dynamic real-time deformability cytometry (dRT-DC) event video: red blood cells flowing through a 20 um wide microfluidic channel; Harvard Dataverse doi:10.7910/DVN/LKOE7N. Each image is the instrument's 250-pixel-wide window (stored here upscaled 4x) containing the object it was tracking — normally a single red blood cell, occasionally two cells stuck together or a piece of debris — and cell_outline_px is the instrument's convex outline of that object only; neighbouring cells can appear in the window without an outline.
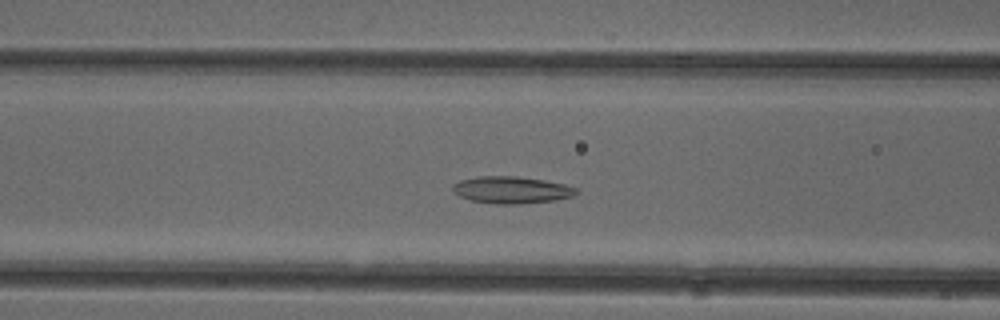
{"species": "common noctule bat (a hibernating species)", "species_latin": "Nyctalus noctula", "temperature_condition": "cold", "stored_images_in_passage": 37, "camera_frame_rate_fps": 3000, "um_per_image_px": 0.085, "animal": {"sex": "female"}, "frame": {"image": 1, "passage_image": 6, "time_ms": 1.667, "image_size_px": [1000, 320], "cell_outline_px": [[580, 192], [572, 196], [556, 200], [520, 204], [492, 204], [472, 200], [460, 196], [452, 192], [452, 184], [460, 180], [480, 176], [516, 176], [544, 180], [564, 184], [576, 188]], "centroid_in_image_um": [43.47, 16.14], "position_along_channel_um": 123.1, "area_um2": 19.54}}
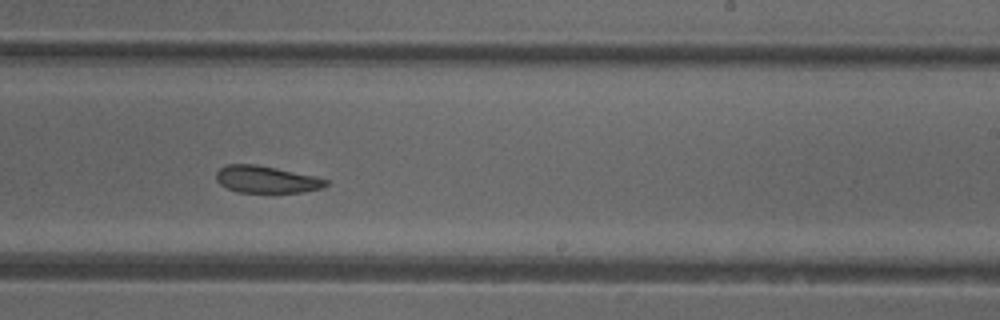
{"frame": {"image": 2, "passage_image": 17, "time_ms": 5.333, "image_size_px": [1000, 320], "cell_outline_px": [[328, 184], [324, 188], [304, 192], [240, 192], [228, 188], [220, 184], [216, 180], [216, 172], [220, 168], [228, 164], [256, 164], [316, 176], [328, 180]], "centroid_in_image_um": [22.67, 15.25], "position_along_channel_um": 266.3, "area_um2": 17.28}}
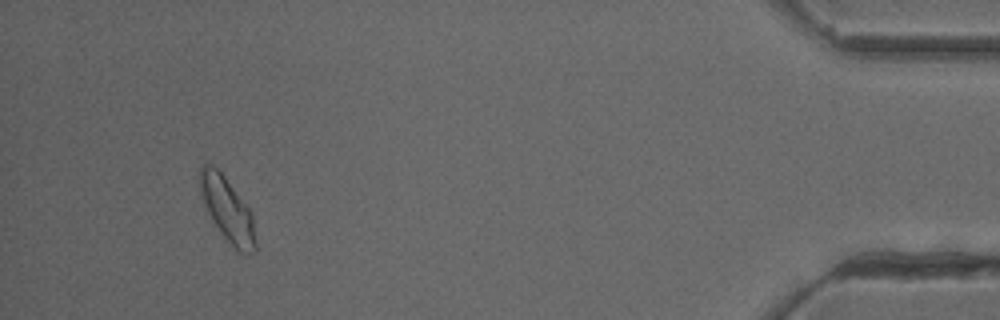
{"frame": {"image": 3, "passage_image": 34, "time_ms": 11.0, "image_size_px": [1000, 320], "cell_outline_px": [[256, 252], [236, 252], [232, 248], [212, 224], [200, 196], [200, 168], [204, 164], [212, 164], [224, 176], [252, 212], [256, 240]], "centroid_in_image_um": [19.31, 17.87], "position_along_channel_um": 415.9, "area_um2": 21.15}, "authors_computed_cell_mechanics": {"area_um2": 18.496, "velocity_mm_per_s": 3.9159, "shape_relaxation_time_tau1_ms": 11.1002, "shape_relaxation_time_tau2_ms": 3.9979, "deformation_change_tau1": 0.1774, "deformation_change_tau2": 0.0943}}